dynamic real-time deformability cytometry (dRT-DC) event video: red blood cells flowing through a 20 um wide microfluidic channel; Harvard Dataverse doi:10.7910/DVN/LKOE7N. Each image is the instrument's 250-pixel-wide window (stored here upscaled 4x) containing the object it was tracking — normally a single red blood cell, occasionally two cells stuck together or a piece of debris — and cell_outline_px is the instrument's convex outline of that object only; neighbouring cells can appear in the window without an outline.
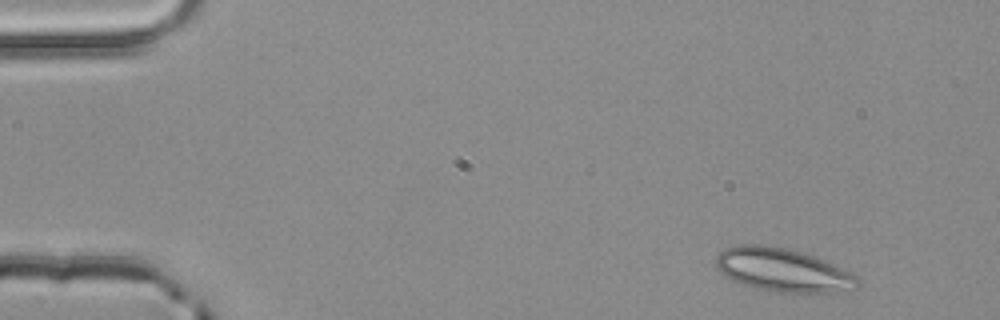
{"species": "common noctule bat (a hibernating species)", "species_latin": "Nyctalus noctula", "temperature_condition": "room temperature", "stored_images_in_passage": 3, "camera_frame_rate_fps": 3000, "um_per_image_px": 0.085, "animal": {"sex": "male", "body_mass_g": 20.4}, "frame": {"image": 1, "passage_image": 1, "time_ms": 0.0, "image_size_px": [1000, 320], "cell_outline_px": [[860, 284], [856, 288], [848, 292], [780, 292], [748, 288], [732, 280], [720, 272], [716, 268], [716, 256], [724, 248], [740, 244], [764, 244], [804, 252], [824, 260], [856, 276], [860, 280]], "centroid_in_image_um": [66.51, 22.96], "position_along_channel_um": 18.5, "area_um2": 36.13}}